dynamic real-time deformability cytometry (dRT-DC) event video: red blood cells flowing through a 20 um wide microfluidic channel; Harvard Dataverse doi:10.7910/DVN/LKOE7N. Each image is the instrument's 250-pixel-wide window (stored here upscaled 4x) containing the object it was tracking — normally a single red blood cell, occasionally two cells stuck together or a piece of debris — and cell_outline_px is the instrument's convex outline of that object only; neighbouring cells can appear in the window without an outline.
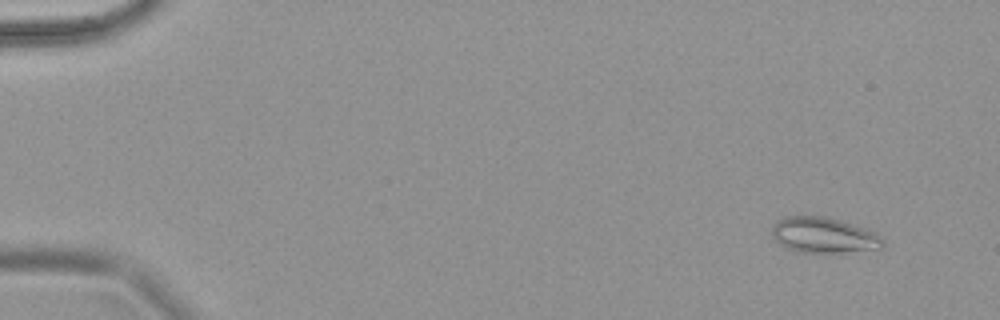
{"species": "common noctule bat (a hibernating species)", "species_latin": "Nyctalus noctula", "temperature_condition": "warm", "stored_images_in_passage": 70, "camera_frame_rate_fps": 3000, "um_per_image_px": 0.085, "animal": {"sex": "female", "body_mass_g": 18.4}, "frame": {"image": 1, "passage_image": 6, "time_ms": 1.667, "image_size_px": [1000, 320], "cell_outline_px": [[884, 244], [880, 248], [844, 252], [792, 252], [784, 248], [772, 236], [772, 224], [776, 220], [784, 216], [824, 216], [840, 220], [876, 232], [884, 240]], "centroid_in_image_um": [69.96, 19.98], "position_along_channel_um": 15.0, "area_um2": 23.18}}
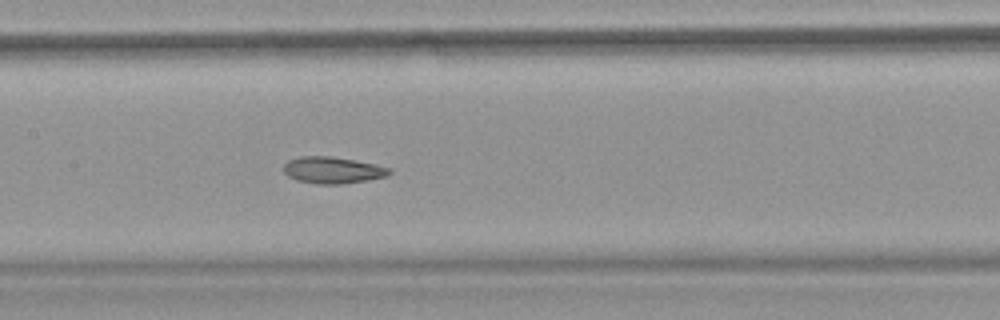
{"frame": {"image": 2, "passage_image": 36, "time_ms": 11.667, "image_size_px": [1000, 320], "cell_outline_px": [[392, 172], [388, 176], [368, 180], [340, 184], [316, 184], [296, 180], [288, 176], [284, 172], [284, 164], [288, 160], [300, 156], [328, 156], [356, 160], [376, 164], [392, 168]], "centroid_in_image_um": [28.3, 14.46], "position_along_channel_um": 179.1, "area_um2": 16.59}}
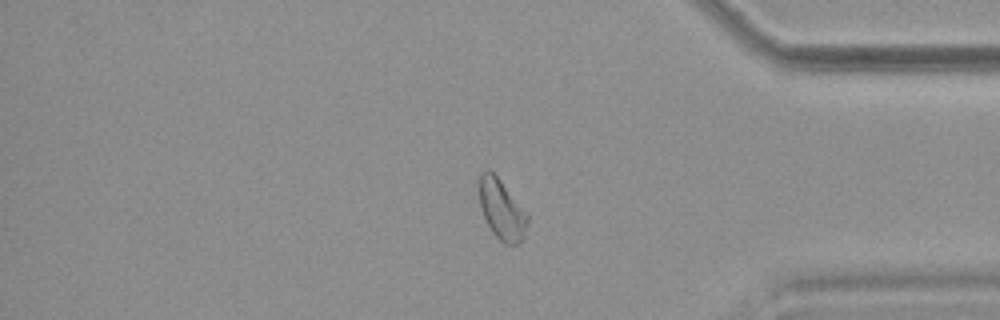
{"frame": {"image": 3, "passage_image": 59, "time_ms": 19.333, "image_size_px": [1000, 320], "cell_outline_px": [[528, 224], [524, 236], [516, 244], [504, 244], [492, 232], [480, 208], [480, 172], [484, 168], [488, 168], [500, 180], [528, 212]], "centroid_in_image_um": [42.66, 17.8], "position_along_channel_um": 392.5, "area_um2": 16.88}}